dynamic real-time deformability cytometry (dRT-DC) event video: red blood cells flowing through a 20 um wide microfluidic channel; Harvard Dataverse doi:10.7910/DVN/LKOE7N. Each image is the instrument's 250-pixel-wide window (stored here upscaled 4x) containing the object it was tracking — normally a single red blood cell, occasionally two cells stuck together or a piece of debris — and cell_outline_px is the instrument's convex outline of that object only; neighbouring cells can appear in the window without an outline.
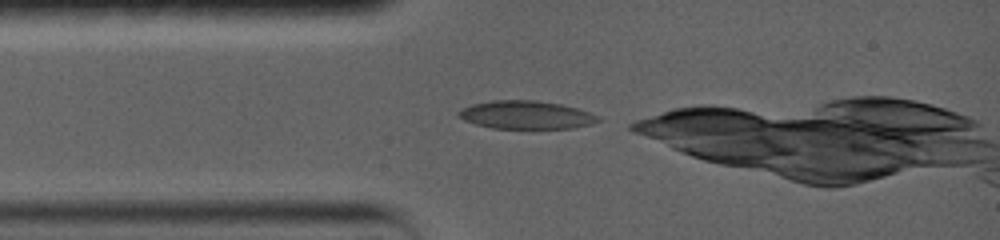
{"species": "common noctule bat (a hibernating species)", "species_latin": "Nyctalus noctula", "temperature_condition": "warm", "stored_images_in_passage": 32, "camera_frame_rate_fps": 5000, "um_per_image_px": 0.085, "animal": {"sex": "female", "body_mass_g": 19.0, "forearm_length_mm": 56.7}, "frame": {"image": 1, "passage_image": 1, "time_ms": 0.0, "image_size_px": [1000, 240], "cell_outline_px": [[600, 120], [592, 124], [572, 128], [492, 128], [476, 124], [464, 120], [456, 116], [456, 112], [472, 104], [492, 100], [536, 100], [560, 104], [576, 108], [600, 116]], "centroid_in_image_um": [44.7, 9.76], "position_along_channel_um": 40.3, "area_um2": 22.83}}
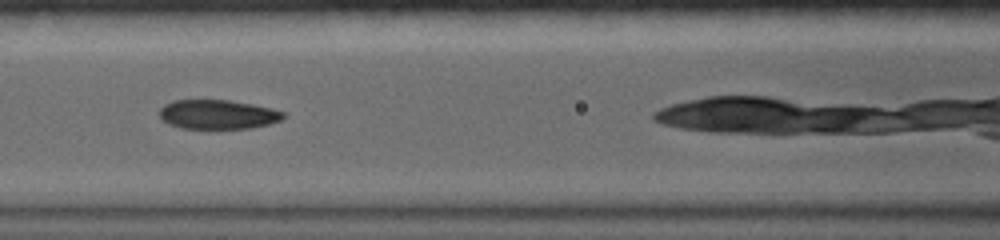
{"frame": {"image": 2, "passage_image": 8, "time_ms": 3.0, "image_size_px": [1000, 240], "cell_outline_px": [[288, 116], [280, 120], [268, 124], [252, 128], [208, 132], [180, 128], [168, 124], [160, 116], [160, 108], [164, 104], [172, 100], [228, 100], [252, 104], [272, 108], [284, 112]], "centroid_in_image_um": [18.5, 9.78], "position_along_channel_um": 148.1, "area_um2": 22.2}}
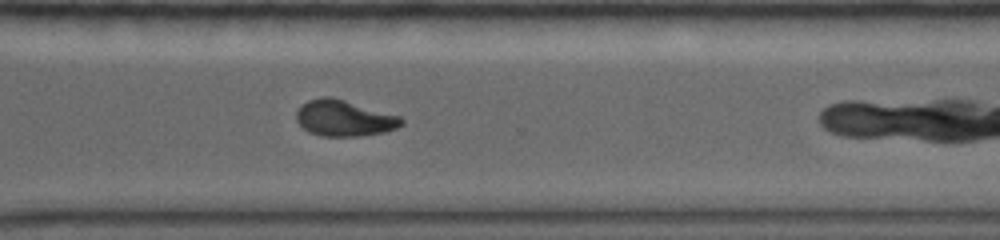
{"frame": {"image": 3, "passage_image": 21, "time_ms": 8.2, "image_size_px": [1000, 240], "cell_outline_px": [[404, 124], [396, 128], [384, 132], [360, 136], [320, 136], [308, 132], [296, 120], [296, 112], [300, 104], [308, 100], [320, 96], [332, 96], [400, 116], [404, 120]], "centroid_in_image_um": [29.23, 10.03], "position_along_channel_um": 341.4, "area_um2": 22.31}}